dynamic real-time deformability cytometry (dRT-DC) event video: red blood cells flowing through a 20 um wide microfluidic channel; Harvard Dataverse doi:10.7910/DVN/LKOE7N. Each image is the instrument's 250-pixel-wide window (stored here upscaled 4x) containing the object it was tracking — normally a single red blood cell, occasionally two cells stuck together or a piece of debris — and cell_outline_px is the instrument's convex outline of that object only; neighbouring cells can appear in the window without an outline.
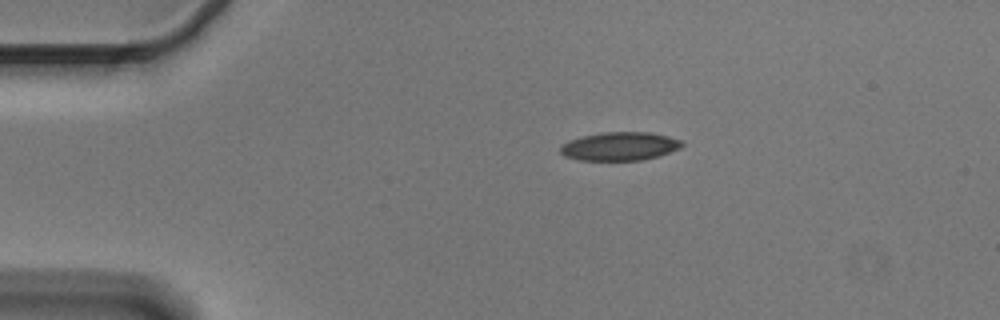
{"species": "Egyptian fruit bat (a non-hibernating species)", "species_latin": "Rousettus aegyptiacus", "temperature_condition": "cold", "stored_images_in_passage": 4, "camera_frame_rate_fps": 3000, "um_per_image_px": 0.085, "animal": {"sex": "male"}, "frame": {"image": 1, "passage_image": 1, "time_ms": 0.0, "image_size_px": [1000, 320], "cell_outline_px": [[684, 144], [680, 148], [660, 156], [644, 160], [576, 160], [564, 156], [560, 152], [560, 148], [568, 140], [600, 132], [648, 132], [668, 136], [684, 140]], "centroid_in_image_um": [52.71, 12.44], "position_along_channel_um": 32.3, "area_um2": 20.35}}
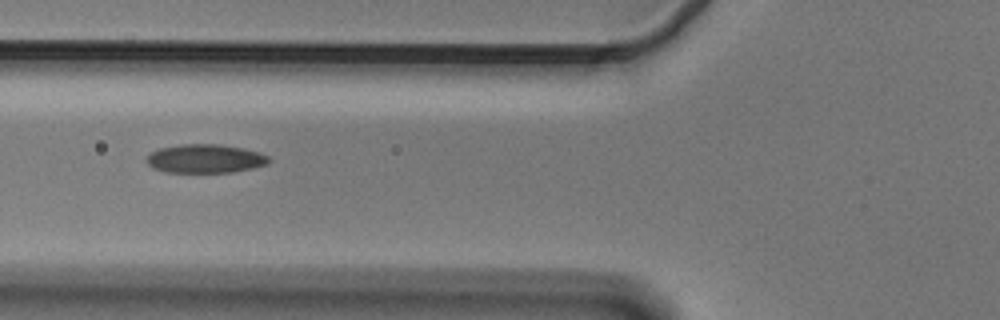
{"frame": {"image": 2, "passage_image": 4, "time_ms": 1.0, "image_size_px": [1000, 320], "cell_outline_px": [[272, 160], [268, 164], [252, 168], [232, 172], [164, 172], [152, 168], [144, 160], [152, 152], [160, 148], [180, 144], [220, 144], [244, 148], [260, 152], [268, 156]], "centroid_in_image_um": [17.45, 13.48], "position_along_channel_um": 108.3, "area_um2": 20.63}}